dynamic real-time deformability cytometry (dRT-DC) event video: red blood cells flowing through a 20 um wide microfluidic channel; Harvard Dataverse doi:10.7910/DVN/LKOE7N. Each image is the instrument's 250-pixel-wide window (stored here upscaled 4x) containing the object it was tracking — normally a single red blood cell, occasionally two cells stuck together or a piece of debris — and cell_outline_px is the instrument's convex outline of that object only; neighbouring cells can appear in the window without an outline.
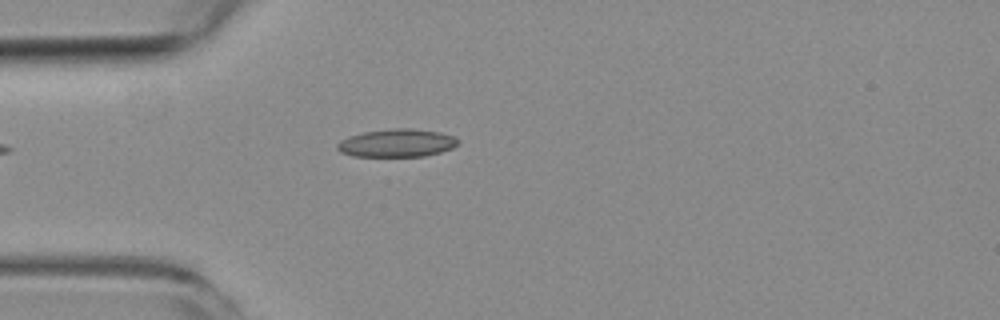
{"species": "common noctule bat (a hibernating species)", "species_latin": "Nyctalus noctula", "temperature_condition": "room temperature", "stored_images_in_passage": 4, "camera_frame_rate_fps": 3000, "um_per_image_px": 0.085, "animal": {"sex": "female", "body_mass_g": 19.3, "forearm_length_mm": 54.1}, "frame": {"image": 1, "passage_image": 4, "time_ms": 3.333, "image_size_px": [1000, 320], "cell_outline_px": [[460, 140], [452, 148], [440, 152], [424, 156], [352, 156], [340, 152], [336, 148], [336, 144], [340, 140], [348, 136], [364, 132], [396, 128], [412, 128], [440, 132], [452, 136]], "centroid_in_image_um": [33.7, 12.15], "position_along_channel_um": 51.3, "area_um2": 19.65}}